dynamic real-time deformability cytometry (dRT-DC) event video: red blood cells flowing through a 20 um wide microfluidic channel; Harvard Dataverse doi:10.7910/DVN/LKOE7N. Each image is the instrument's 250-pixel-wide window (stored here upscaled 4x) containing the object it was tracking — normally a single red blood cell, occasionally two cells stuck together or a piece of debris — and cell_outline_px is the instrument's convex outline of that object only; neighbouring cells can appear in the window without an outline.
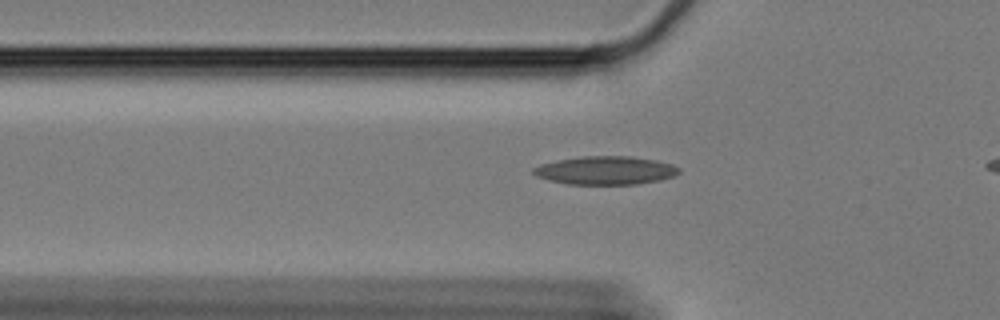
{"species": "Egyptian fruit bat (a non-hibernating species)", "species_latin": "Rousettus aegyptiacus", "temperature_condition": "cold", "stored_images_in_passage": 41, "camera_frame_rate_fps": 3000, "um_per_image_px": 0.085, "animal": {"sex": "female"}, "frame": {"image": 1, "passage_image": 8, "time_ms": 2.333, "image_size_px": [1000, 320], "cell_outline_px": [[680, 172], [676, 176], [660, 180], [636, 184], [568, 184], [548, 180], [536, 176], [532, 172], [532, 168], [540, 164], [556, 160], [580, 156], [632, 156], [656, 160], [672, 164], [680, 168]], "centroid_in_image_um": [51.47, 14.48], "position_along_channel_um": 74.3, "area_um2": 24.28}}
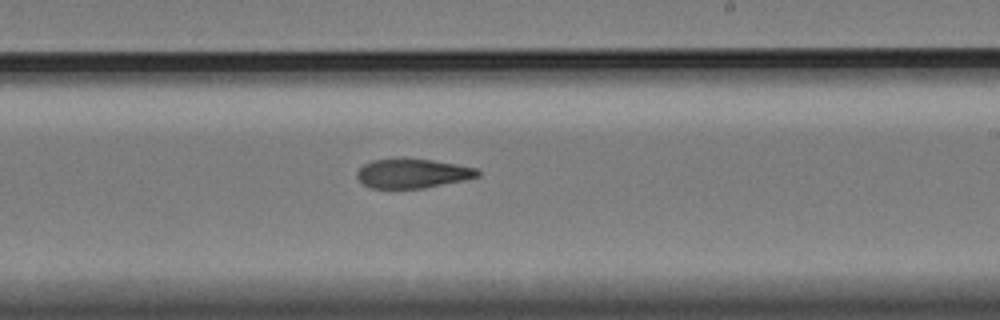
{"frame": {"image": 2, "passage_image": 24, "time_ms": 7.667, "image_size_px": [1000, 320], "cell_outline_px": [[480, 176], [464, 180], [424, 188], [372, 188], [364, 184], [356, 176], [356, 172], [364, 164], [372, 160], [404, 156], [432, 160], [456, 164], [476, 168], [480, 172]], "centroid_in_image_um": [35.05, 14.71], "position_along_channel_um": 253.9, "area_um2": 20.98}}
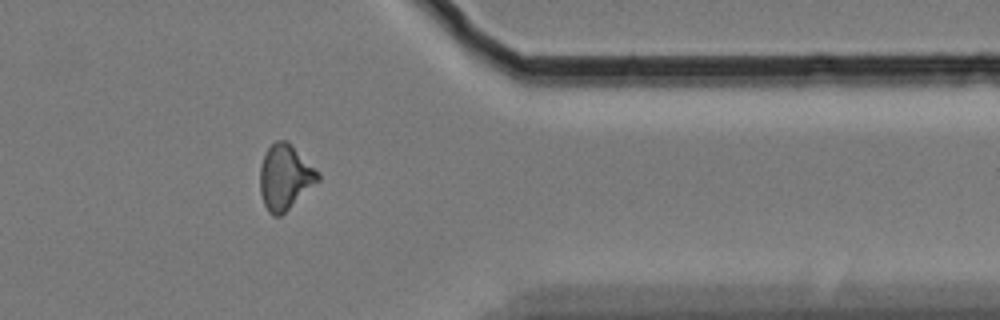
{"frame": {"image": 3, "passage_image": 37, "time_ms": 12.0, "image_size_px": [1000, 320], "cell_outline_px": [[320, 180], [280, 216], [272, 216], [268, 212], [264, 204], [260, 192], [260, 164], [268, 148], [276, 140], [284, 140], [320, 172]], "centroid_in_image_um": [24.21, 15.09], "position_along_channel_um": 387.2, "area_um2": 21.62}}